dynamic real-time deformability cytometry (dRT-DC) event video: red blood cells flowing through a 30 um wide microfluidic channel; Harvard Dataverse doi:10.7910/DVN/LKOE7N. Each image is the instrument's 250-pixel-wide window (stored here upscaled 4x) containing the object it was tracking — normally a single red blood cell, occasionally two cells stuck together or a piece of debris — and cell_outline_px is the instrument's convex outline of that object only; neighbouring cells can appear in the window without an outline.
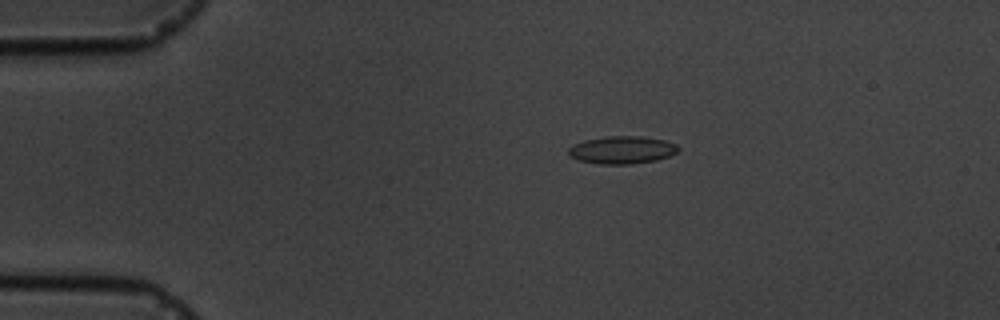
{"species": "common noctule bat (a hibernating species)", "species_latin": "Nyctalus noctula", "temperature_condition": "cold", "stored_images_in_passage": 5, "camera_frame_rate_fps": 3000, "um_per_image_px": 0.085, "animal": {"sex": "male", "body_mass_g": 19.5, "forearm_length_mm": 54.6}, "frame": {"image": 1, "passage_image": 5, "time_ms": 4.667, "image_size_px": [1000, 320], "cell_outline_px": [[680, 148], [676, 152], [668, 156], [656, 160], [632, 164], [600, 164], [576, 160], [568, 156], [568, 148], [584, 140], [608, 136], [640, 136], [664, 140], [676, 144]], "centroid_in_image_um": [52.85, 12.75], "position_along_channel_um": 32.2, "area_um2": 17.69}}